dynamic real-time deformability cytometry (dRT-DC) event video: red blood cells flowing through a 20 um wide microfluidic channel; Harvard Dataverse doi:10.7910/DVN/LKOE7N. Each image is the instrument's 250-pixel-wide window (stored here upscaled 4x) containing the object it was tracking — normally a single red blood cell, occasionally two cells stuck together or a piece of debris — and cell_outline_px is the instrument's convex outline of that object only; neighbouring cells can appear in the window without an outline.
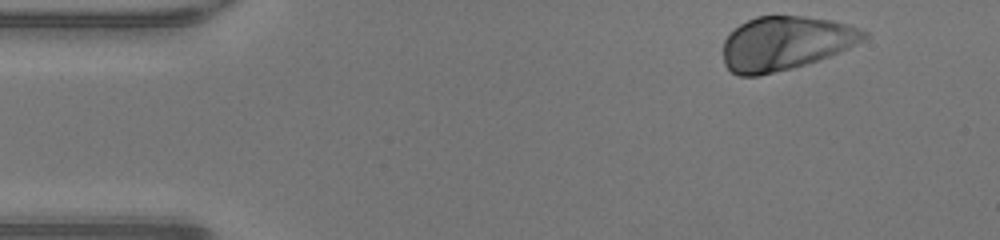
{"species": "human", "species_latin": "Homo sapiens", "temperature_condition": "warm", "stored_images_in_passage": 44, "camera_frame_rate_fps": 3000, "um_per_image_px": 0.085, "donor": {"sex": "male"}, "frame": {"image": 1, "passage_image": 1, "time_ms": 0.0, "image_size_px": [1000, 240], "cell_outline_px": [[868, 36], [864, 40], [848, 48], [828, 56], [792, 68], [760, 76], [740, 76], [732, 72], [724, 64], [724, 40], [740, 24], [756, 16], [804, 16], [832, 20], [860, 28], [868, 32]], "centroid_in_image_um": [66.76, 3.67], "position_along_channel_um": 18.2, "area_um2": 43.87}}
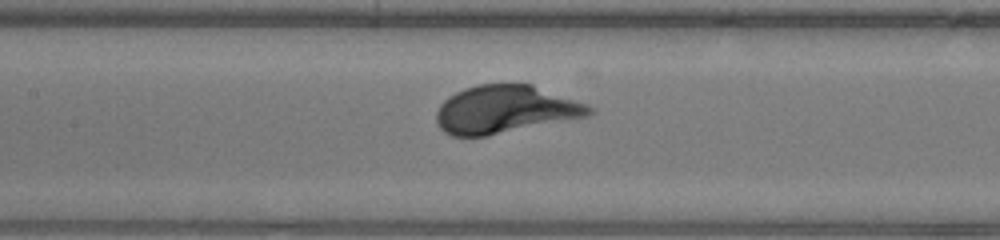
{"frame": {"image": 2, "passage_image": 18, "time_ms": 5.667, "image_size_px": [1000, 240], "cell_outline_px": [[596, 112], [588, 116], [484, 136], [452, 136], [444, 132], [440, 128], [436, 120], [436, 112], [440, 104], [448, 96], [464, 88], [480, 84], [532, 84], [588, 104]], "centroid_in_image_um": [42.94, 9.29], "position_along_channel_um": 164.5, "area_um2": 42.48}}
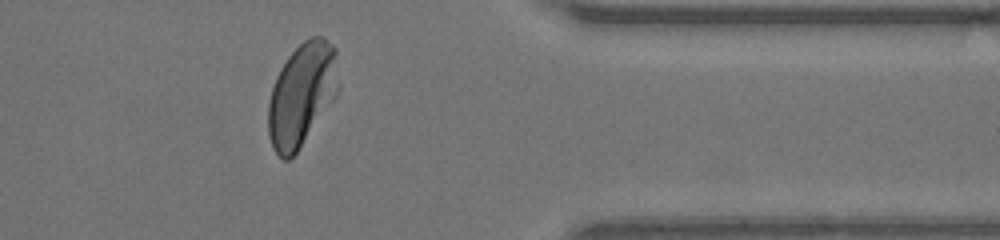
{"frame": {"image": 3, "passage_image": 35, "time_ms": 11.333, "image_size_px": [1000, 240], "cell_outline_px": [[336, 96], [296, 152], [288, 160], [284, 160], [272, 148], [268, 132], [268, 100], [276, 76], [280, 68], [288, 56], [304, 40], [312, 36], [324, 36], [336, 48]], "centroid_in_image_um": [25.61, 8.02], "position_along_channel_um": 385.8, "area_um2": 41.62}, "authors_computed_cell_mechanics": {"area_um2": 42.483, "velocity_mm_per_s": 4.2317, "shape_relaxation_time_tau1_ms": 1.799, "shape_relaxation_time_tau2_ms": null, "deformation_change_tau1": 0.1416, "deformation_change_tau2": null}}